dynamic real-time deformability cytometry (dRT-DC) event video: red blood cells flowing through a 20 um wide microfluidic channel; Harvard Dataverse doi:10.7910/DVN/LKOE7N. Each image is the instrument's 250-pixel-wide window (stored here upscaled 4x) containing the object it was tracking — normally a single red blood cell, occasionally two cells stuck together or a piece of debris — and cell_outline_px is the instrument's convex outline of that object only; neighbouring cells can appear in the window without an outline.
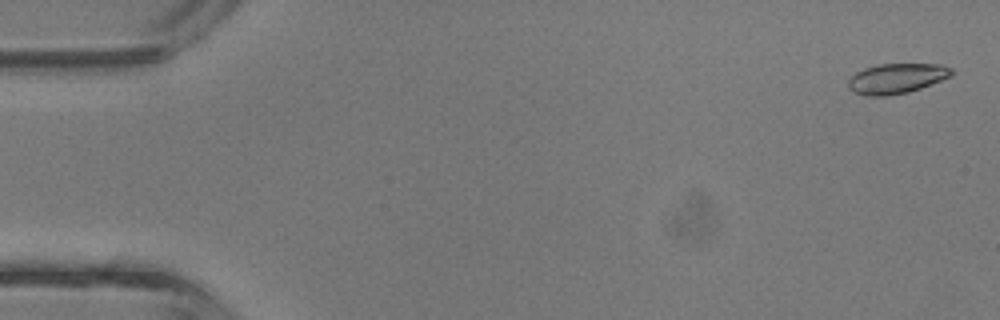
{"species": "common noctule bat (a hibernating species)", "species_latin": "Nyctalus noctula", "temperature_condition": "room temperature", "stored_images_in_passage": 5, "camera_frame_rate_fps": 3000, "um_per_image_px": 0.085, "animal": {"sex": "male", "body_mass_g": 13.3}, "frame": {"image": 1, "passage_image": 1, "time_ms": 0.0, "image_size_px": [1000, 320], "cell_outline_px": [[952, 76], [920, 88], [908, 92], [884, 96], [868, 96], [856, 92], [848, 88], [848, 80], [856, 72], [864, 68], [880, 64], [940, 64], [952, 68]], "centroid_in_image_um": [76.21, 6.66], "position_along_channel_um": 8.8, "area_um2": 17.98}}
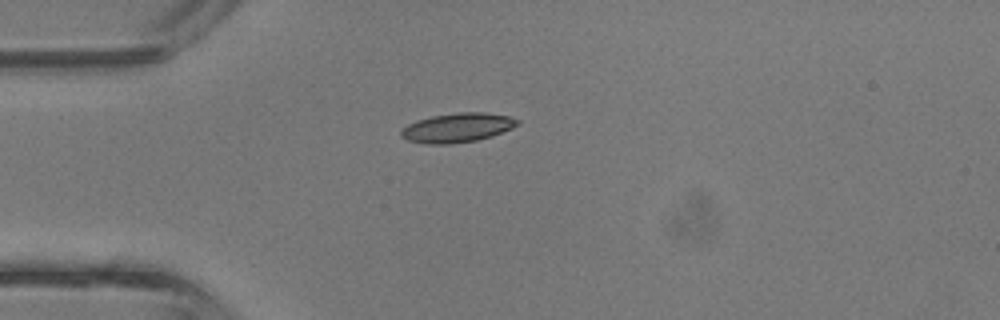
{"frame": {"image": 2, "passage_image": 4, "time_ms": 1.0, "image_size_px": [1000, 320], "cell_outline_px": [[520, 124], [512, 128], [492, 136], [476, 140], [448, 144], [428, 144], [408, 140], [400, 136], [400, 132], [408, 124], [416, 120], [432, 116], [460, 112], [484, 112], [508, 116], [520, 120]], "centroid_in_image_um": [38.89, 10.85], "position_along_channel_um": 46.1, "area_um2": 19.77}}
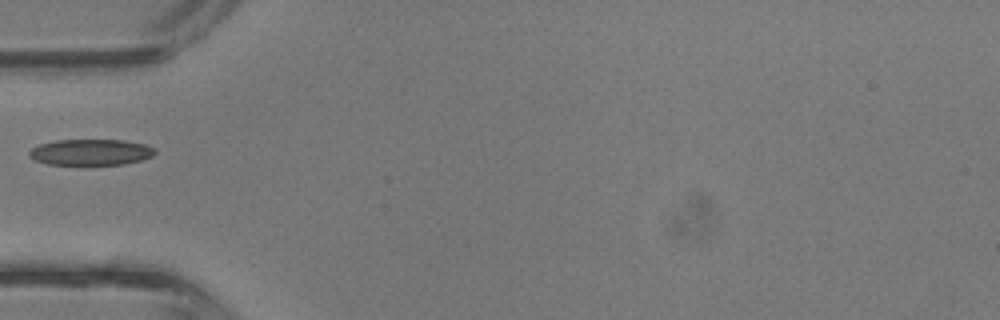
{"frame": {"image": 3, "passage_image": 5, "time_ms": 1.333, "image_size_px": [1000, 320], "cell_outline_px": [[156, 152], [152, 156], [140, 160], [124, 164], [48, 164], [36, 160], [28, 156], [28, 152], [32, 148], [40, 144], [56, 140], [124, 140], [144, 144], [156, 148]], "centroid_in_image_um": [7.72, 12.93], "position_along_channel_um": 77.3, "area_um2": 18.96}}